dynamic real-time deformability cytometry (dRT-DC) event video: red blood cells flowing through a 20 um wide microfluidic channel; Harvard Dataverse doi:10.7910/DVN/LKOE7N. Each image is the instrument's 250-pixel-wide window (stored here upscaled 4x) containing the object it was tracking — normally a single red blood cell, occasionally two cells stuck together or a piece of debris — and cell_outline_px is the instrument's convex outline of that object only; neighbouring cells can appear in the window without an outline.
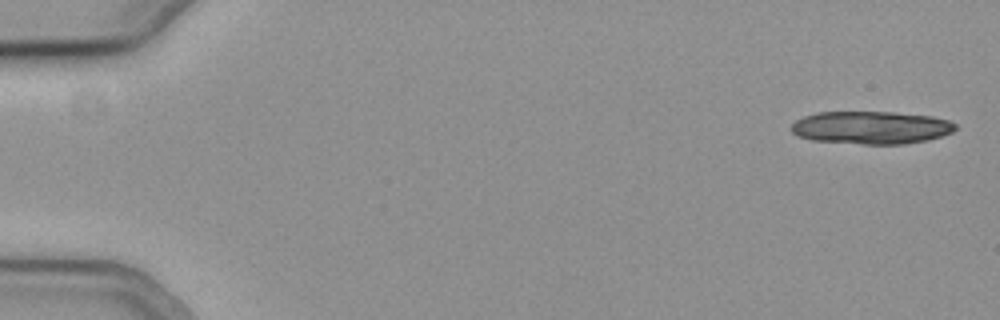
{"species": "common noctule bat (a hibernating species)", "species_latin": "Nyctalus noctula", "temperature_condition": "cold", "stored_images_in_passage": 12, "camera_frame_rate_fps": 3000, "um_per_image_px": 0.085, "animal": {"sex": "female", "body_mass_g": 19.3, "forearm_length_mm": 54.1}, "frame": {"image": 1, "passage_image": 1, "time_ms": 0.0, "image_size_px": [1000, 320], "cell_outline_px": [[956, 128], [952, 132], [928, 140], [904, 144], [860, 144], [812, 140], [796, 136], [792, 132], [792, 124], [796, 120], [804, 116], [816, 112], [892, 112], [932, 116], [948, 120], [956, 124]], "centroid_in_image_um": [74.03, 10.84], "position_along_channel_um": 11.0, "area_um2": 31.44}}